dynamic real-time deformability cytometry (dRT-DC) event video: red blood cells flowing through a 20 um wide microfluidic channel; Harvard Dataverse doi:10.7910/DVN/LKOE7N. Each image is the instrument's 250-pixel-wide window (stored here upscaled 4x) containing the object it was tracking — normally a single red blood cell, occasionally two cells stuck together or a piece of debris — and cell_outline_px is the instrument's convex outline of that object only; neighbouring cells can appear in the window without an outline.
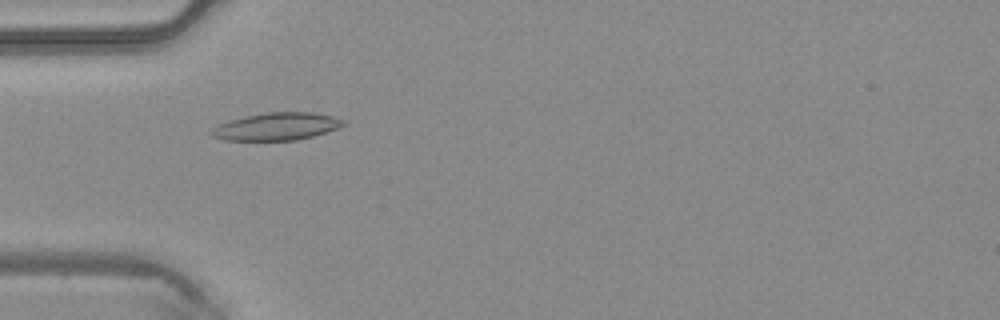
{"species": "common noctule bat (a hibernating species)", "species_latin": "Nyctalus noctula", "temperature_condition": "warm", "stored_images_in_passage": 33, "camera_frame_rate_fps": 3000, "um_per_image_px": 0.085, "animal": {"sex": "male", "body_mass_g": 20.4}, "frame": {"image": 1, "passage_image": 9, "time_ms": 2.667, "image_size_px": [1000, 320], "cell_outline_px": [[348, 124], [312, 136], [296, 140], [224, 140], [212, 136], [208, 132], [216, 124], [228, 120], [268, 112], [312, 112], [332, 116], [348, 120]], "centroid_in_image_um": [23.5, 10.74], "position_along_channel_um": 61.5, "area_um2": 21.21}}
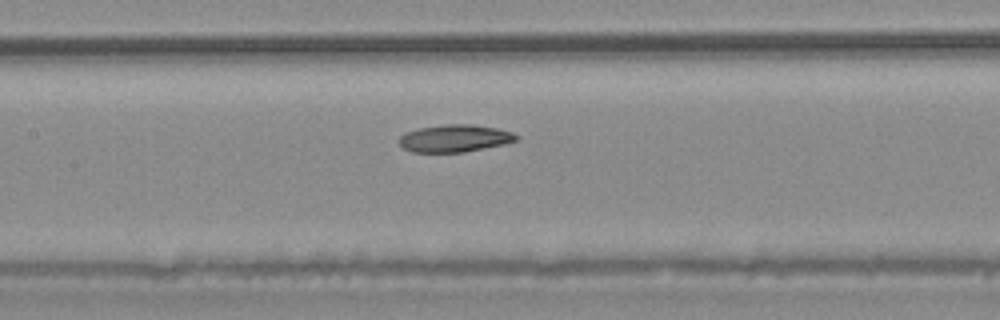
{"frame": {"image": 2, "passage_image": 16, "time_ms": 5.0, "image_size_px": [1000, 320], "cell_outline_px": [[520, 136], [516, 140], [504, 144], [464, 152], [412, 152], [404, 148], [396, 140], [404, 132], [420, 128], [448, 124], [472, 124], [496, 128], [512, 132]], "centroid_in_image_um": [38.63, 11.76], "position_along_channel_um": 168.8, "area_um2": 18.67}}
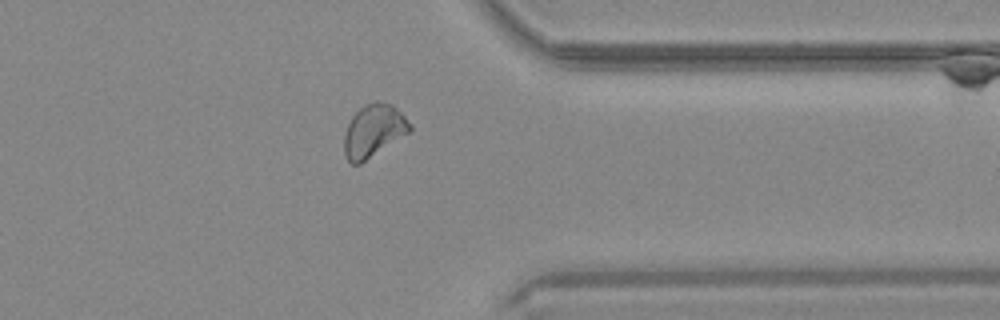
{"frame": {"image": 3, "passage_image": 30, "time_ms": 9.667, "image_size_px": [1000, 320], "cell_outline_px": [[412, 132], [360, 164], [352, 164], [348, 160], [344, 152], [344, 136], [348, 124], [352, 116], [364, 104], [376, 100], [392, 104], [412, 124]], "centroid_in_image_um": [31.79, 11.11], "position_along_channel_um": 379.6, "area_um2": 20.4}}